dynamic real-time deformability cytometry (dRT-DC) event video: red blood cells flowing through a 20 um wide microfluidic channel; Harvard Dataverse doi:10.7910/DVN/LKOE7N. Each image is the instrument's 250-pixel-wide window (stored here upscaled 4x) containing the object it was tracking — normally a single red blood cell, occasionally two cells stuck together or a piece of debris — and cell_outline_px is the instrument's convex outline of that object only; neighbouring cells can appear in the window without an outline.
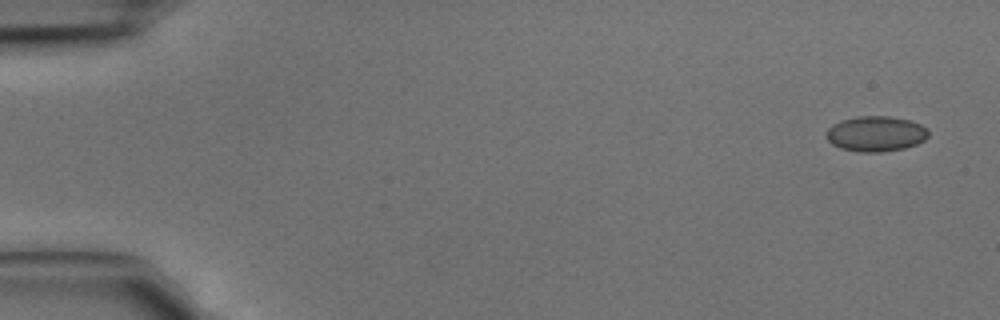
{"species": "common noctule bat (a hibernating species)", "species_latin": "Nyctalus noctula", "temperature_condition": "cold", "stored_images_in_passage": 4, "camera_frame_rate_fps": 3000, "um_per_image_px": 0.085, "animal": {"sex": "male", "body_mass_g": 15.6}, "frame": {"image": 1, "passage_image": 1, "time_ms": 0.0, "image_size_px": [1000, 320], "cell_outline_px": [[928, 136], [924, 140], [916, 144], [904, 148], [880, 152], [860, 152], [840, 148], [832, 144], [824, 136], [824, 132], [832, 124], [840, 120], [856, 116], [888, 116], [908, 120], [920, 124], [928, 128]], "centroid_in_image_um": [74.4, 11.36], "position_along_channel_um": 10.6, "area_um2": 21.21}}
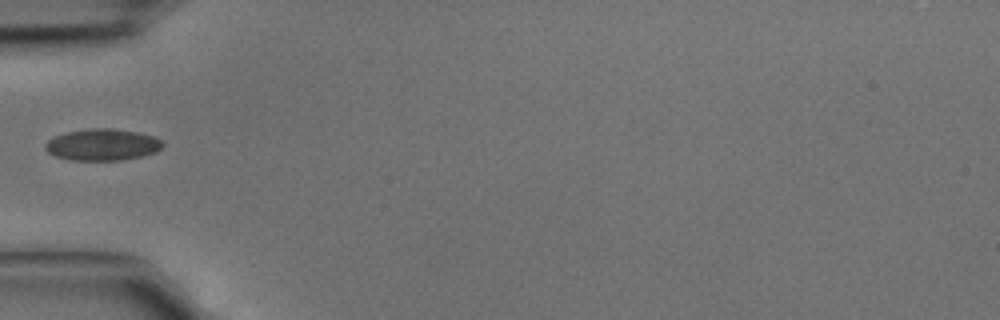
{"frame": {"image": 2, "passage_image": 4, "time_ms": 1.0, "image_size_px": [1000, 320], "cell_outline_px": [[164, 144], [156, 152], [140, 156], [120, 160], [72, 160], [56, 156], [48, 152], [44, 148], [44, 144], [52, 136], [64, 132], [92, 128], [112, 128], [136, 132], [152, 136], [160, 140]], "centroid_in_image_um": [8.65, 12.29], "position_along_channel_um": 76.4, "area_um2": 21.56}}